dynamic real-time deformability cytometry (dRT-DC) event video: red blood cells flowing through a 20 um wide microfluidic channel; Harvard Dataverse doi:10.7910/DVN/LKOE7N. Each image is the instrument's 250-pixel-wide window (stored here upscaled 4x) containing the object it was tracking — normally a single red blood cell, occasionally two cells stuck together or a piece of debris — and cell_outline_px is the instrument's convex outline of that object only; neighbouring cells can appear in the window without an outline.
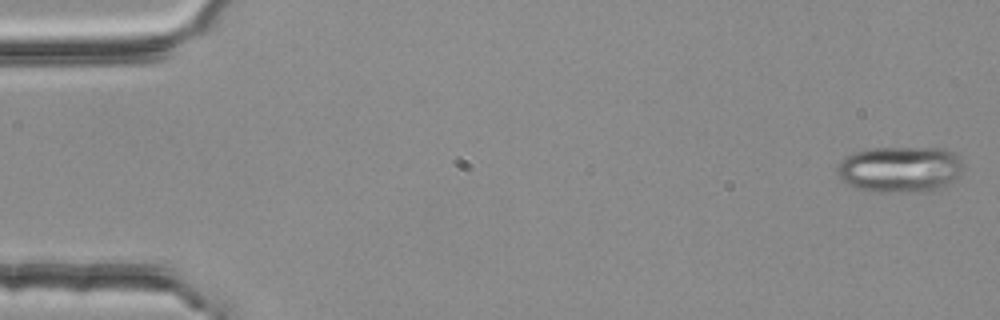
{"species": "common noctule bat (a hibernating species)", "species_latin": "Nyctalus noctula", "temperature_condition": "room temperature", "stored_images_in_passage": 3, "camera_frame_rate_fps": 3000, "um_per_image_px": 0.085, "animal": {"sex": "female", "body_mass_g": 25.1}, "frame": {"image": 1, "passage_image": 1, "time_ms": 0.0, "image_size_px": [1000, 320], "cell_outline_px": [[964, 164], [960, 172], [944, 188], [924, 192], [884, 192], [860, 188], [848, 184], [840, 180], [836, 172], [836, 164], [844, 156], [852, 152], [868, 148], [944, 148], [952, 152]], "centroid_in_image_um": [76.45, 14.38], "position_along_channel_um": 8.5, "area_um2": 34.16}}